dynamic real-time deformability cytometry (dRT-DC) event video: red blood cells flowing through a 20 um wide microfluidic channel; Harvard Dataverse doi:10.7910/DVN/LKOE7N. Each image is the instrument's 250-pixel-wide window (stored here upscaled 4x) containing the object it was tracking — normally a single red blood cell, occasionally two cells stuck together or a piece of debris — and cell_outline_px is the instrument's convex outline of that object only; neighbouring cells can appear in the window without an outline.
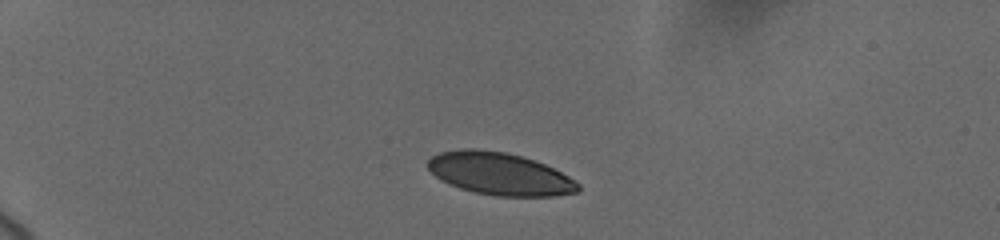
{"species": "human", "species_latin": "Homo sapiens", "temperature_condition": "cold", "stored_images_in_passage": 10, "camera_frame_rate_fps": 3000, "um_per_image_px": 0.085, "donor": {"sex": "female"}, "frame": {"image": 1, "passage_image": 4, "time_ms": 1.333, "image_size_px": [1000, 240], "cell_outline_px": [[580, 192], [556, 196], [496, 196], [472, 192], [448, 184], [440, 180], [428, 168], [428, 160], [432, 156], [440, 152], [460, 148], [476, 148], [504, 152], [520, 156], [544, 164], [568, 176], [580, 184]], "centroid_in_image_um": [42.46, 14.78], "position_along_channel_um": 42.5, "area_um2": 37.22}}
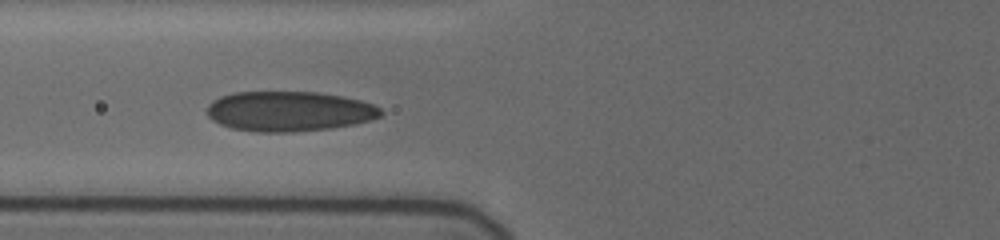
{"frame": {"image": 2, "passage_image": 9, "time_ms": 4.667, "image_size_px": [1000, 240], "cell_outline_px": [[384, 112], [380, 116], [372, 120], [332, 128], [292, 132], [256, 132], [232, 128], [220, 124], [212, 120], [208, 116], [208, 104], [212, 100], [220, 96], [232, 92], [316, 92], [340, 96], [360, 100], [372, 104], [380, 108]], "centroid_in_image_um": [24.56, 9.46], "position_along_channel_um": 101.2, "area_um2": 40.58}}
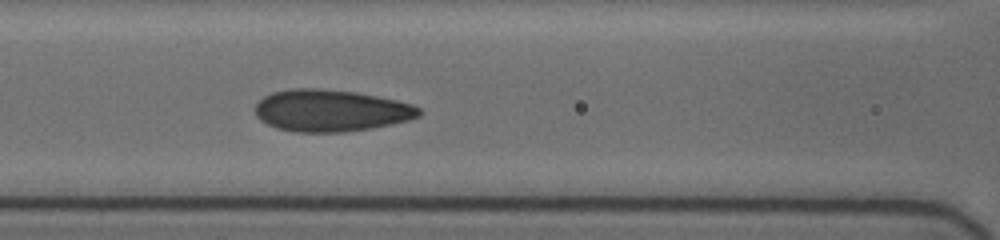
{"frame": {"image": 3, "passage_image": 10, "time_ms": 5.667, "image_size_px": [1000, 240], "cell_outline_px": [[424, 112], [420, 116], [408, 120], [372, 128], [344, 132], [296, 132], [276, 128], [260, 120], [256, 116], [256, 104], [264, 96], [272, 92], [292, 88], [316, 88], [356, 92], [396, 100], [412, 104], [420, 108]], "centroid_in_image_um": [28.13, 9.4], "position_along_channel_um": 138.5, "area_um2": 40.06}}